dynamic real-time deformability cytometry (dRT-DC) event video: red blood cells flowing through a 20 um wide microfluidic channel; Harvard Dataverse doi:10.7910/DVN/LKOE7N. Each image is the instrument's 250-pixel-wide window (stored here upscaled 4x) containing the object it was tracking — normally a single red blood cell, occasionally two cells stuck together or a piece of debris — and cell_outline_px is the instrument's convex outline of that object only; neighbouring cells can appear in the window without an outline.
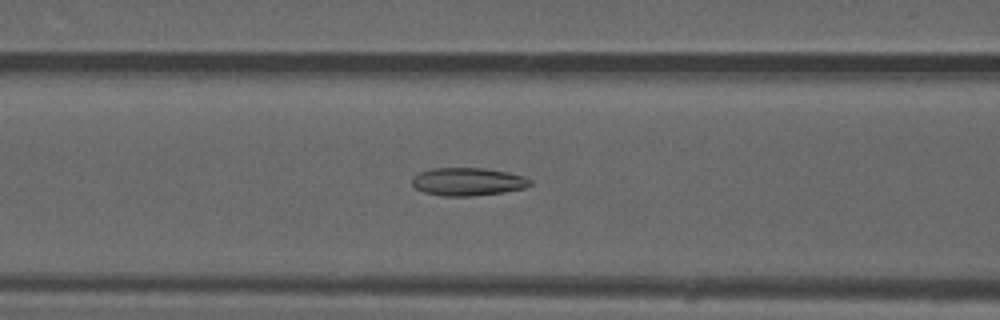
{"species": "common noctule bat (a hibernating species)", "species_latin": "Nyctalus noctula", "temperature_condition": "warm", "stored_images_in_passage": 50, "camera_frame_rate_fps": 3000, "um_per_image_px": 0.085, "animal": {"sex": "male", "forearm_length_mm": 52.5}, "frame": {"image": 1, "passage_image": 20, "time_ms": 6.333, "image_size_px": [1000, 320], "cell_outline_px": [[532, 184], [524, 188], [504, 192], [472, 196], [440, 196], [424, 192], [416, 188], [412, 184], [412, 176], [420, 172], [432, 168], [484, 168], [508, 172], [524, 176], [532, 180]], "centroid_in_image_um": [39.77, 15.44], "position_along_channel_um": 126.8, "area_um2": 19.36}}
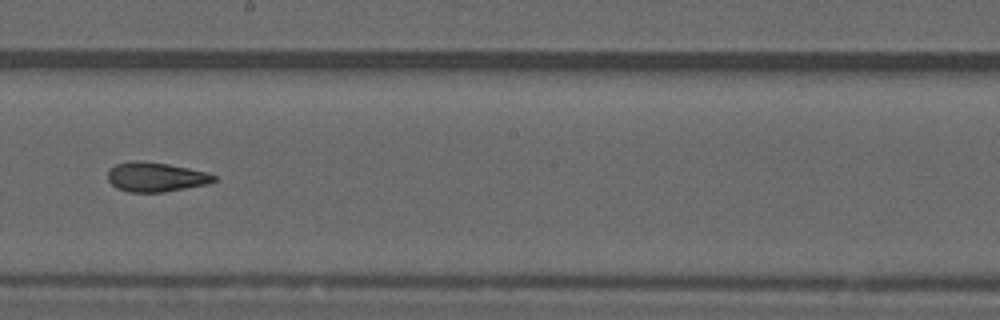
{"frame": {"image": 2, "passage_image": 28, "time_ms": 9.0, "image_size_px": [1000, 320], "cell_outline_px": [[216, 180], [208, 184], [164, 192], [128, 192], [116, 188], [108, 180], [108, 172], [116, 164], [132, 160], [136, 160], [168, 164], [208, 172], [216, 176]], "centroid_in_image_um": [13.25, 15.05], "position_along_channel_um": 235.0, "area_um2": 18.21}}
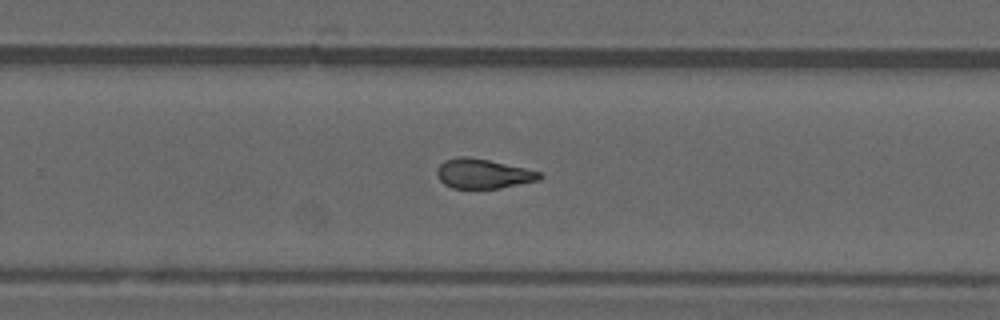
{"frame": {"image": 3, "passage_image": 32, "time_ms": 10.333, "image_size_px": [1000, 320], "cell_outline_px": [[544, 176], [540, 180], [500, 188], [452, 188], [444, 184], [440, 180], [436, 172], [440, 164], [444, 160], [456, 156], [468, 156], [488, 160], [524, 168], [540, 172]], "centroid_in_image_um": [41.05, 14.76], "position_along_channel_um": 288.8, "area_um2": 17.69}, "authors_computed_cell_mechanics": {"area_um2": 18.496, "velocity_mm_per_s": 4.0648, "shape_relaxation_time_tau1_ms": null, "shape_relaxation_time_tau2_ms": 2.7282, "deformation_change_tau1": null, "deformation_change_tau2": 0.1053}}